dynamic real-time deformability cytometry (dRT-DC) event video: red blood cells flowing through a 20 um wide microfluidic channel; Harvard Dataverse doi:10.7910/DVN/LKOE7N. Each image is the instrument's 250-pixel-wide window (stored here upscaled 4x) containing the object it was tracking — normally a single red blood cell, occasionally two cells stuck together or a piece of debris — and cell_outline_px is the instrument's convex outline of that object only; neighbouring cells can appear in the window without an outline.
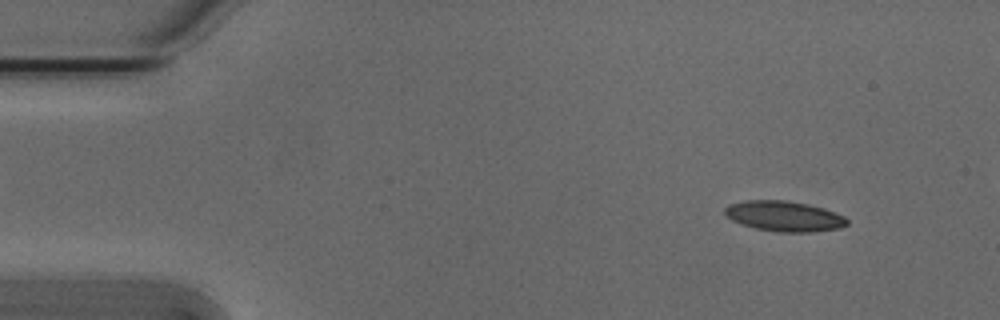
{"species": "Egyptian fruit bat (a non-hibernating species)", "species_latin": "Rousettus aegyptiacus", "temperature_condition": "cold", "stored_images_in_passage": 50, "camera_frame_rate_fps": 3000, "um_per_image_px": 0.085, "animal": {"sex": "male"}, "frame": {"image": 1, "passage_image": 5, "time_ms": 1.333, "image_size_px": [1000, 320], "cell_outline_px": [[848, 224], [840, 228], [812, 232], [780, 232], [756, 228], [740, 224], [732, 220], [724, 212], [724, 208], [728, 204], [744, 200], [784, 200], [808, 204], [824, 208], [844, 216], [848, 220]], "centroid_in_image_um": [66.65, 18.37], "position_along_channel_um": 18.4, "area_um2": 21.68}}
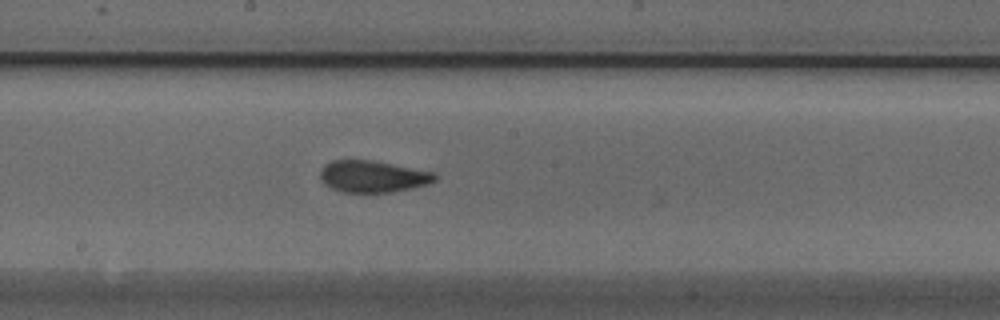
{"frame": {"image": 2, "passage_image": 28, "time_ms": 9.0, "image_size_px": [1000, 320], "cell_outline_px": [[436, 180], [428, 184], [412, 188], [392, 192], [340, 192], [324, 184], [320, 180], [320, 172], [324, 164], [332, 160], [372, 160], [436, 172]], "centroid_in_image_um": [31.68, 15.0], "position_along_channel_um": 216.5, "area_um2": 21.39}}
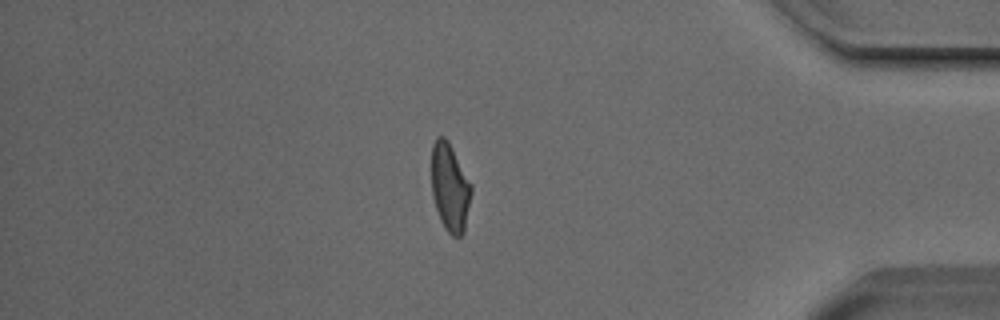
{"frame": {"image": 3, "passage_image": 45, "time_ms": 14.667, "image_size_px": [1000, 320], "cell_outline_px": [[472, 192], [464, 232], [460, 236], [452, 236], [444, 228], [440, 220], [432, 196], [432, 144], [436, 136], [444, 136], [448, 140], [472, 184]], "centroid_in_image_um": [38.25, 15.92], "position_along_channel_um": 397.0, "area_um2": 20.58}}